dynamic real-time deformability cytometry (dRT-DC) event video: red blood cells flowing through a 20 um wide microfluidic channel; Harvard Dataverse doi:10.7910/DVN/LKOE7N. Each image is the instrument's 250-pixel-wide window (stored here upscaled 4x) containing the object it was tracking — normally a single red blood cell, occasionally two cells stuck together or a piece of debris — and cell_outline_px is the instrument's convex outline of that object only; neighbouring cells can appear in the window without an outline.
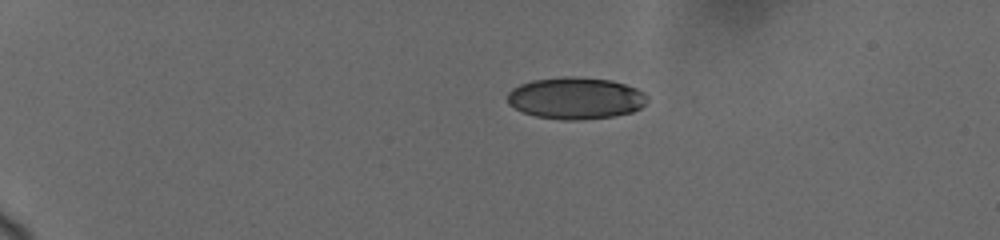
{"species": "human", "species_latin": "Homo sapiens", "temperature_condition": "cold", "stored_images_in_passage": 28, "camera_frame_rate_fps": 3000, "um_per_image_px": 0.085, "donor": {"sex": "female"}, "frame": {"image": 1, "passage_image": 1, "time_ms": 0.0, "image_size_px": [1000, 240], "cell_outline_px": [[648, 100], [640, 108], [632, 112], [612, 116], [576, 120], [564, 120], [536, 116], [524, 112], [508, 104], [508, 92], [512, 88], [520, 84], [532, 80], [568, 76], [572, 76], [612, 80], [636, 88], [644, 92], [648, 96]], "centroid_in_image_um": [48.94, 8.33], "position_along_channel_um": 36.1, "area_um2": 33.99}}
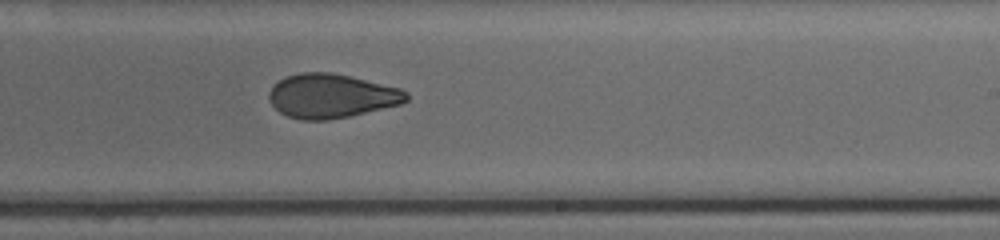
{"frame": {"image": 2, "passage_image": 16, "time_ms": 8.333, "image_size_px": [1000, 240], "cell_outline_px": [[408, 100], [400, 104], [348, 116], [328, 120], [300, 120], [288, 116], [280, 112], [272, 104], [268, 96], [268, 92], [284, 76], [300, 72], [332, 72], [400, 88], [408, 92]], "centroid_in_image_um": [28.15, 8.15], "position_along_channel_um": 260.8, "area_um2": 35.08}}
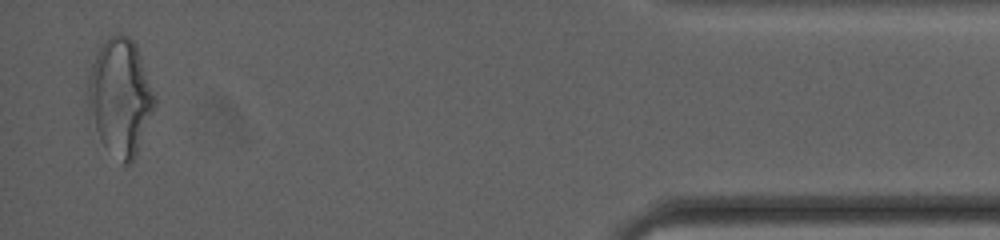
{"frame": {"image": 3, "passage_image": 28, "time_ms": 14.333, "image_size_px": [1000, 240], "cell_outline_px": [[156, 108], [136, 156], [132, 164], [124, 164], [100, 140], [96, 128], [88, 100], [88, 80], [92, 64], [104, 40], [108, 36], [120, 32], [128, 36], [136, 44], [156, 100]], "centroid_in_image_um": [10.26, 8.23], "position_along_channel_um": 424.9, "area_um2": 44.68}, "authors_computed_cell_mechanics": {"area_um2": 35.7204, "velocity_mm_per_s": 3.7029, "shape_relaxation_time_tau1_ms": 4.8076, "shape_relaxation_time_tau2_ms": 1.5193, "deformation_change_tau1": 0.1493, "deformation_change_tau2": 0.0728}}